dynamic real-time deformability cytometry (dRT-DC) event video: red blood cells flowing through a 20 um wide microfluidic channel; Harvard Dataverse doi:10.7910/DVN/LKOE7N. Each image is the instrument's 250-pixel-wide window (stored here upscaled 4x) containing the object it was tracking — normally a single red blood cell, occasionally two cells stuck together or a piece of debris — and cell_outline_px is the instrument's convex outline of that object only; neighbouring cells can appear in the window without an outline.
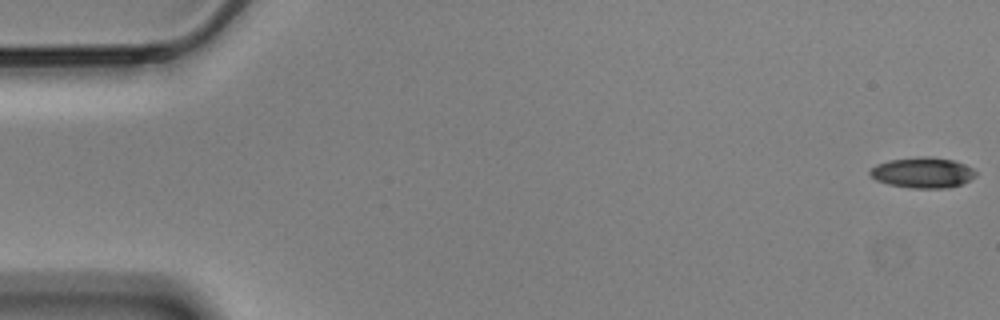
{"species": "Egyptian fruit bat (a non-hibernating species)", "species_latin": "Rousettus aegyptiacus", "temperature_condition": "cold", "stored_images_in_passage": 54, "camera_frame_rate_fps": 3000, "um_per_image_px": 0.085, "animal": {"sex": "male"}, "frame": {"image": 1, "passage_image": 1, "time_ms": 0.0, "image_size_px": [1000, 320], "cell_outline_px": [[976, 176], [960, 184], [948, 188], [912, 188], [888, 184], [876, 180], [868, 172], [876, 164], [888, 160], [920, 156], [928, 156], [952, 160], [964, 164], [972, 168], [976, 172]], "centroid_in_image_um": [78.41, 14.67], "position_along_channel_um": 6.6, "area_um2": 18.79}}
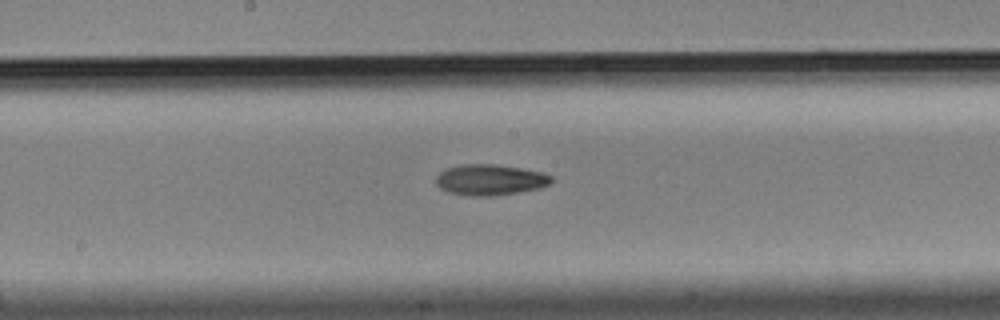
{"frame": {"image": 2, "passage_image": 30, "time_ms": 9.667, "image_size_px": [1000, 320], "cell_outline_px": [[552, 180], [548, 184], [540, 188], [492, 196], [472, 196], [448, 192], [440, 188], [436, 184], [436, 176], [440, 172], [448, 168], [460, 164], [496, 164], [544, 172], [552, 176]], "centroid_in_image_um": [41.64, 15.27], "position_along_channel_um": 206.6, "area_um2": 20.69}}
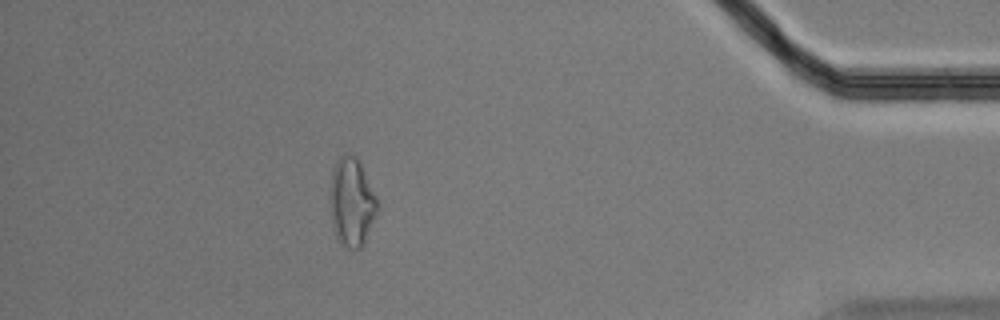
{"frame": {"image": 3, "passage_image": 51, "time_ms": 16.667, "image_size_px": [1000, 320], "cell_outline_px": [[380, 212], [364, 244], [360, 248], [344, 248], [340, 244], [336, 236], [328, 196], [332, 168], [336, 160], [344, 152], [348, 152], [356, 156], [380, 204]], "centroid_in_image_um": [29.91, 17.18], "position_along_channel_um": 405.3, "area_um2": 25.14}, "authors_computed_cell_mechanics": {"area_um2": 19.941, "velocity_mm_per_s": 3.5184, "shape_relaxation_time_tau1_ms": 6.4654, "shape_relaxation_time_tau2_ms": 5.3337, "deformation_change_tau1": 0.1743, "deformation_change_tau2": 0.1534}}